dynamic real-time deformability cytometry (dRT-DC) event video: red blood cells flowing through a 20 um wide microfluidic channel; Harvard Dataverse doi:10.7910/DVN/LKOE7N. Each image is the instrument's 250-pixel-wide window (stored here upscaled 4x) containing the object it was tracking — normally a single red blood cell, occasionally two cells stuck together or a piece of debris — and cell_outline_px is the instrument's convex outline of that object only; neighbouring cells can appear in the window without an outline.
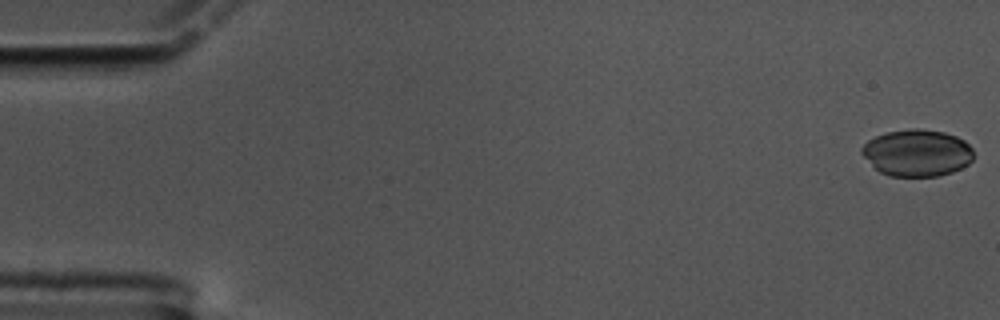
{"species": "common noctule bat (a hibernating species)", "species_latin": "Nyctalus noctula", "temperature_condition": "cold", "stored_images_in_passage": 59, "camera_frame_rate_fps": 3000, "um_per_image_px": 0.085, "animal": {"sex": "male", "body_mass_g": 17.5, "forearm_length_mm": 52.3}, "frame": {"image": 1, "passage_image": 1, "time_ms": 0.0, "image_size_px": [1000, 320], "cell_outline_px": [[972, 160], [968, 164], [952, 172], [936, 176], [888, 176], [880, 172], [860, 152], [860, 148], [868, 140], [884, 132], [908, 128], [916, 128], [944, 132], [956, 136], [964, 140], [972, 148]], "centroid_in_image_um": [77.93, 12.98], "position_along_channel_um": 7.1, "area_um2": 30.52}}
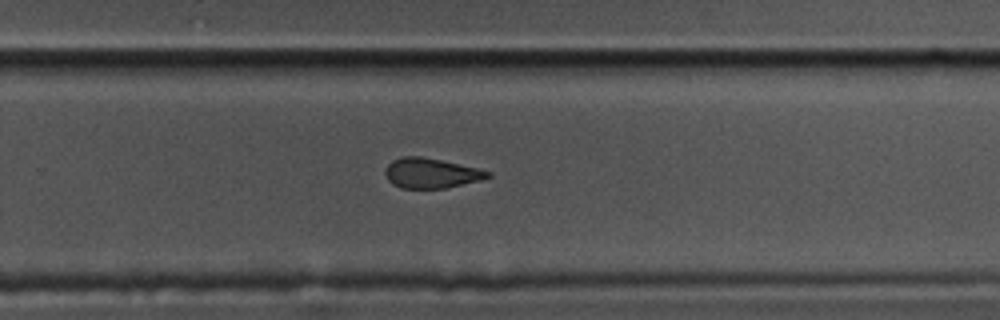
{"frame": {"image": 2, "passage_image": 38, "time_ms": 12.333, "image_size_px": [1000, 320], "cell_outline_px": [[492, 176], [480, 180], [444, 188], [400, 188], [392, 184], [388, 180], [384, 172], [388, 164], [392, 160], [404, 156], [420, 156], [440, 160], [476, 168], [492, 172]], "centroid_in_image_um": [36.61, 14.72], "position_along_channel_um": 293.2, "area_um2": 17.74}}
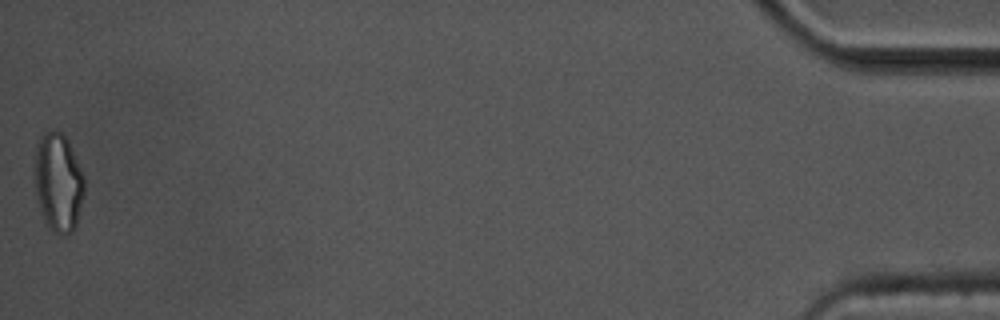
{"frame": {"image": 3, "passage_image": 59, "time_ms": 19.333, "image_size_px": [1000, 320], "cell_outline_px": [[84, 192], [76, 224], [72, 232], [64, 236], [48, 228], [44, 224], [36, 200], [32, 172], [32, 168], [36, 148], [40, 136], [44, 132], [56, 128], [68, 140], [84, 176]], "centroid_in_image_um": [4.89, 15.5], "position_along_channel_um": 430.3, "area_um2": 29.42}, "authors_computed_cell_mechanics": {"area_um2": 19.652, "velocity_mm_per_s": 3.3378, "shape_relaxation_time_tau1_ms": 10.5806, "shape_relaxation_time_tau2_ms": 2.4162, "deformation_change_tau1": 0.1654, "deformation_change_tau2": 0.0839}}